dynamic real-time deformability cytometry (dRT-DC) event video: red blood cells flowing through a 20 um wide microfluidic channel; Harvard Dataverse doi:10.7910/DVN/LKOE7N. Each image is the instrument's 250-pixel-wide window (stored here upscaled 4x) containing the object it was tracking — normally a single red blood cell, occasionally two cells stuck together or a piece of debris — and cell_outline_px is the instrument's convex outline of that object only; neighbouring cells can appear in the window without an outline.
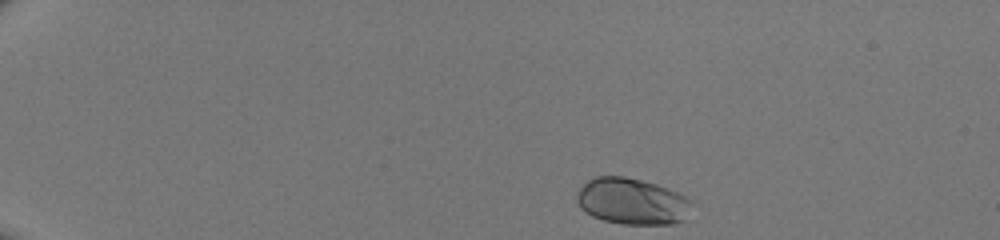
{"species": "human", "species_latin": "Homo sapiens", "temperature_condition": "room temperature", "stored_images_in_passage": 41, "camera_frame_rate_fps": 3000, "um_per_image_px": 0.085, "donor": {"sex": "male"}, "frame": {"image": 1, "passage_image": 1, "time_ms": 0.0, "image_size_px": [1000, 240], "cell_outline_px": [[688, 204], [684, 220], [672, 224], [624, 224], [604, 220], [592, 216], [576, 200], [576, 196], [580, 188], [588, 180], [596, 176], [624, 176], [656, 184], [676, 192], [684, 196], [688, 200]], "centroid_in_image_um": [53.67, 17.11], "position_along_channel_um": 31.3, "area_um2": 30.29}}
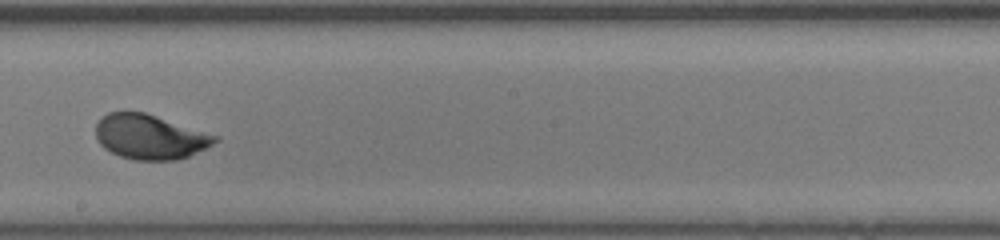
{"frame": {"image": 2, "passage_image": 23, "time_ms": 7.333, "image_size_px": [1000, 240], "cell_outline_px": [[220, 140], [188, 156], [176, 160], [136, 160], [120, 156], [104, 148], [100, 144], [96, 136], [96, 124], [100, 116], [108, 112], [124, 108], [144, 112], [220, 136]], "centroid_in_image_um": [12.7, 11.59], "position_along_channel_um": 235.5, "area_um2": 31.5}}
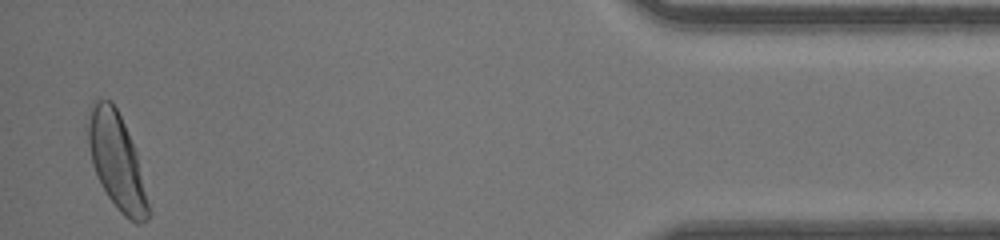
{"frame": {"image": 3, "passage_image": 40, "time_ms": 13.0, "image_size_px": [1000, 240], "cell_outline_px": [[148, 220], [140, 224], [136, 224], [124, 216], [120, 212], [108, 196], [92, 164], [84, 124], [88, 112], [92, 104], [96, 100], [112, 100], [124, 124], [136, 152], [148, 204]], "centroid_in_image_um": [9.87, 13.66], "position_along_channel_um": 425.3, "area_um2": 33.23}}